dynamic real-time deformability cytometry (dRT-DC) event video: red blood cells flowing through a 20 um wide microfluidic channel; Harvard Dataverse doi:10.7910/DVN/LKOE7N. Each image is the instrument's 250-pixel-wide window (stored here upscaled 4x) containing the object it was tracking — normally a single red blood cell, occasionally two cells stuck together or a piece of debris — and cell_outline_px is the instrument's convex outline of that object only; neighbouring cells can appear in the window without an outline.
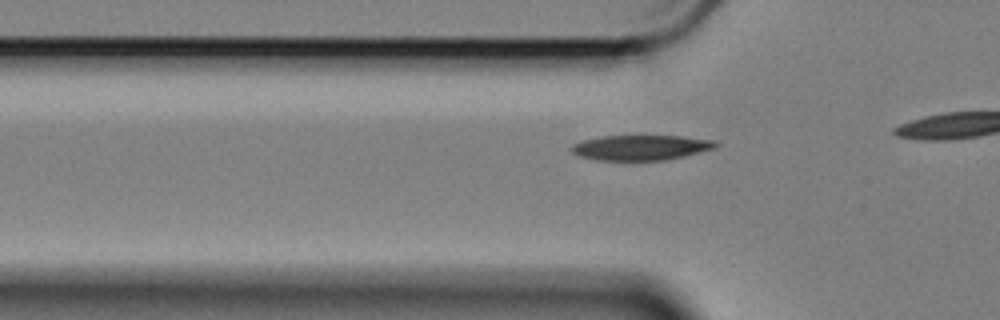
{"species": "Egyptian fruit bat (a non-hibernating species)", "species_latin": "Rousettus aegyptiacus", "temperature_condition": "cold", "stored_images_in_passage": 18, "camera_frame_rate_fps": 3000, "um_per_image_px": 0.085, "animal": {"sex": "female"}, "frame": {"image": 1, "passage_image": 12, "time_ms": 3.667, "image_size_px": [1000, 320], "cell_outline_px": [[720, 144], [716, 148], [668, 160], [596, 160], [580, 156], [572, 152], [568, 148], [572, 144], [584, 140], [600, 136], [680, 136], [716, 140]], "centroid_in_image_um": [54.49, 12.54], "position_along_channel_um": 71.3, "area_um2": 21.27}}
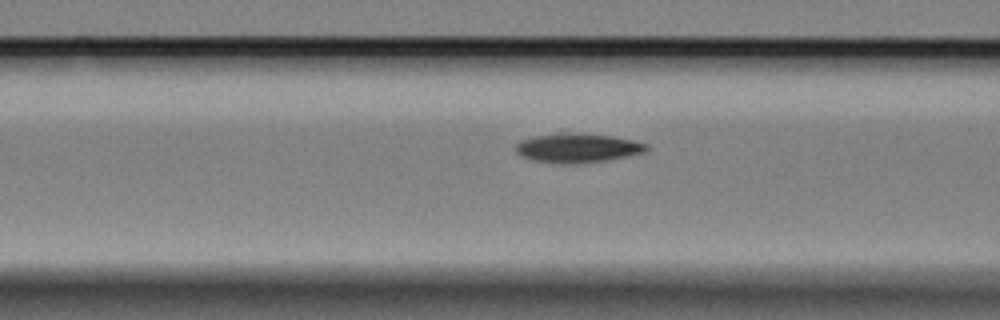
{"frame": {"image": 2, "passage_image": 16, "time_ms": 5.0, "image_size_px": [1000, 320], "cell_outline_px": [[648, 148], [644, 152], [604, 160], [576, 164], [560, 164], [536, 160], [524, 156], [516, 152], [516, 144], [520, 140], [536, 136], [560, 132], [568, 132], [612, 136], [632, 140], [648, 144]], "centroid_in_image_um": [49.07, 12.56], "position_along_channel_um": 117.5, "area_um2": 21.96}}